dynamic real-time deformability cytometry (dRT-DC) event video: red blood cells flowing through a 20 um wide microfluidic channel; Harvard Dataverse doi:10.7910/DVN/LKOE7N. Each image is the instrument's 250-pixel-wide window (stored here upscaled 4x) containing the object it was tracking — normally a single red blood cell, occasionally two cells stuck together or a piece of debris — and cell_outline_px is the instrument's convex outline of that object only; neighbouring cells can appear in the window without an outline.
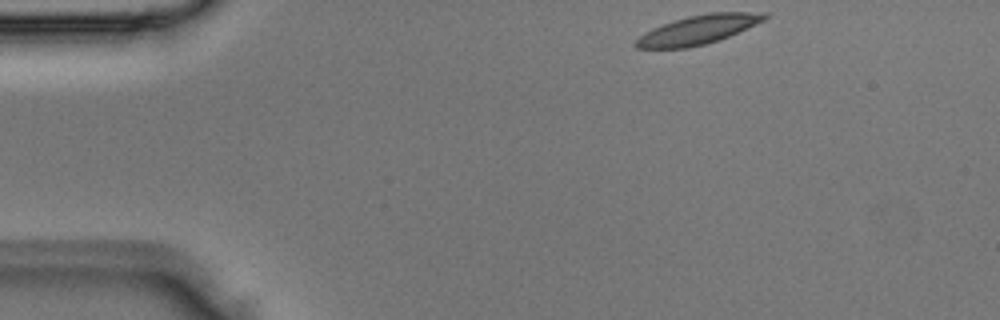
{"species": "Egyptian fruit bat (a non-hibernating species)", "species_latin": "Rousettus aegyptiacus", "temperature_condition": "room temperature", "stored_images_in_passage": 3, "camera_frame_rate_fps": 3000, "um_per_image_px": 0.085, "animal": {"sex": "male"}, "frame": {"image": 1, "passage_image": 1, "time_ms": 0.0, "image_size_px": [1000, 320], "cell_outline_px": [[768, 16], [764, 20], [720, 40], [688, 48], [636, 48], [632, 44], [644, 32], [652, 28], [688, 16], [708, 12], [768, 12]], "centroid_in_image_um": [59.34, 2.52], "position_along_channel_um": 25.7, "area_um2": 21.62}}
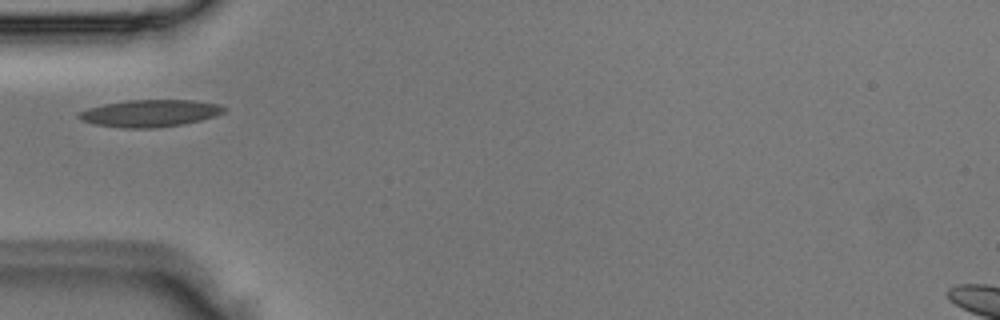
{"frame": {"image": 2, "passage_image": 3, "time_ms": 0.667, "image_size_px": [1000, 320], "cell_outline_px": [[228, 108], [224, 112], [216, 116], [184, 124], [156, 128], [120, 128], [96, 124], [80, 120], [76, 116], [76, 112], [88, 108], [104, 104], [128, 100], [196, 100], [220, 104]], "centroid_in_image_um": [12.76, 9.62], "position_along_channel_um": 72.2, "area_um2": 23.24}}